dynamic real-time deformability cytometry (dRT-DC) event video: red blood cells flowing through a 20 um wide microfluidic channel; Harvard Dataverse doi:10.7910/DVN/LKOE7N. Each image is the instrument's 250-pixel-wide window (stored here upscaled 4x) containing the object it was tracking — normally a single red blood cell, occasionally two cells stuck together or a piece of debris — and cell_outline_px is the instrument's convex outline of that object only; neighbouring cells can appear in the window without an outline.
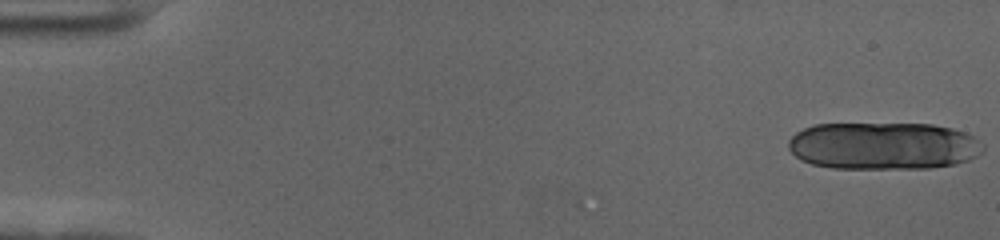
{"species": "human", "species_latin": "Homo sapiens", "temperature_condition": "cold", "stored_images_in_passage": 18, "camera_frame_rate_fps": 3000, "um_per_image_px": 0.085, "donor": {"sex": "female"}, "frame": {"image": 1, "passage_image": 1, "time_ms": 0.0, "image_size_px": [1000, 240], "cell_outline_px": [[984, 152], [968, 160], [956, 164], [932, 168], [832, 168], [812, 164], [800, 160], [788, 148], [788, 140], [796, 132], [804, 128], [816, 124], [932, 124], [952, 128], [964, 132], [980, 140], [984, 144]], "centroid_in_image_um": [75.11, 12.4], "position_along_channel_um": 9.9, "area_um2": 54.1}}